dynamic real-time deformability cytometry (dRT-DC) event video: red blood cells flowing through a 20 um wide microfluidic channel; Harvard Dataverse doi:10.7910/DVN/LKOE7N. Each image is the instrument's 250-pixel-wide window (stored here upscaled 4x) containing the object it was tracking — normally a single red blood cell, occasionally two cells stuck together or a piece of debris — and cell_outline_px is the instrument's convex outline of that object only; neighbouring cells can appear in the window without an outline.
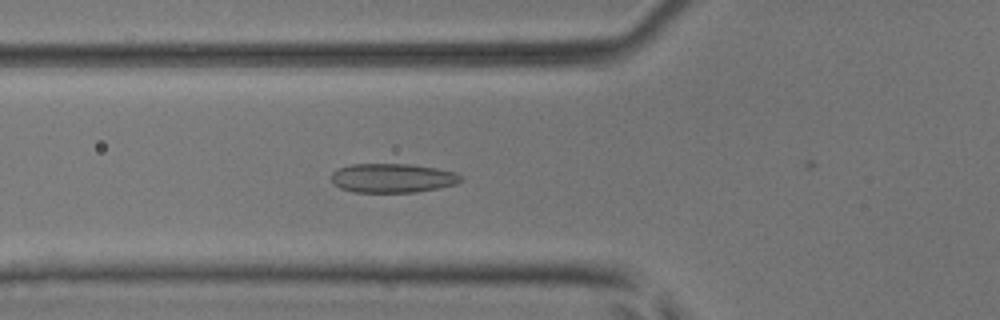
{"species": "common noctule bat (a hibernating species)", "species_latin": "Nyctalus noctula", "temperature_condition": "room temperature", "stored_images_in_passage": 56, "camera_frame_rate_fps": 3000, "um_per_image_px": 0.085, "animal": {"sex": "male", "body_mass_g": 17.9, "forearm_length_mm": 54.2}, "frame": {"image": 1, "passage_image": 22, "time_ms": 7.0, "image_size_px": [1000, 320], "cell_outline_px": [[464, 180], [456, 184], [440, 188], [416, 192], [352, 192], [340, 188], [332, 180], [332, 172], [340, 168], [352, 164], [412, 164], [436, 168], [456, 172]], "centroid_in_image_um": [33.41, 15.14], "position_along_channel_um": 92.4, "area_um2": 22.02}}
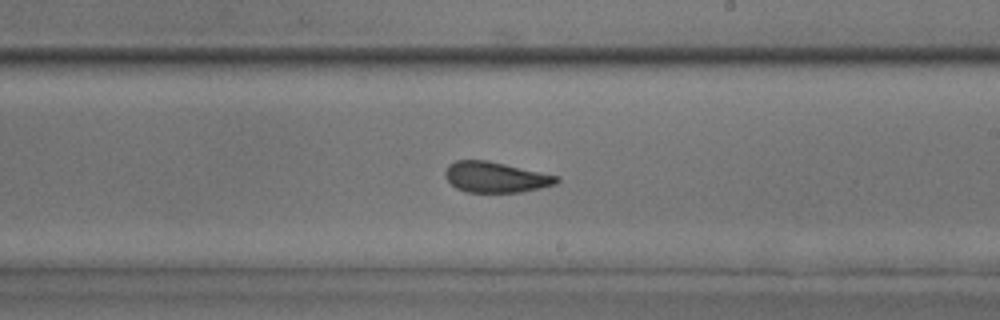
{"frame": {"image": 2, "passage_image": 34, "time_ms": 11.0, "image_size_px": [1000, 320], "cell_outline_px": [[560, 180], [556, 184], [540, 188], [520, 192], [468, 192], [456, 188], [444, 176], [444, 172], [448, 164], [456, 160], [488, 160], [560, 176]], "centroid_in_image_um": [42.13, 15.05], "position_along_channel_um": 246.9, "area_um2": 20.0}}
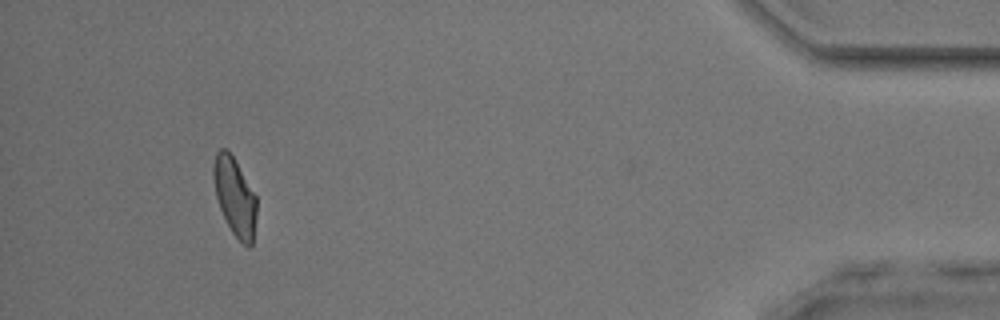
{"frame": {"image": 3, "passage_image": 52, "time_ms": 17.0, "image_size_px": [1000, 320], "cell_outline_px": [[256, 216], [252, 244], [248, 248], [232, 232], [220, 208], [216, 196], [212, 176], [212, 168], [216, 152], [220, 148], [228, 148], [256, 196]], "centroid_in_image_um": [19.94, 16.67], "position_along_channel_um": 415.3, "area_um2": 19.48}, "authors_computed_cell_mechanics": {"area_um2": 20.6057, "velocity_mm_per_s": 3.8656, "shape_relaxation_time_tau1_ms": null, "shape_relaxation_time_tau2_ms": 1.4811, "deformation_change_tau1": null, "deformation_change_tau2": 0.089}}